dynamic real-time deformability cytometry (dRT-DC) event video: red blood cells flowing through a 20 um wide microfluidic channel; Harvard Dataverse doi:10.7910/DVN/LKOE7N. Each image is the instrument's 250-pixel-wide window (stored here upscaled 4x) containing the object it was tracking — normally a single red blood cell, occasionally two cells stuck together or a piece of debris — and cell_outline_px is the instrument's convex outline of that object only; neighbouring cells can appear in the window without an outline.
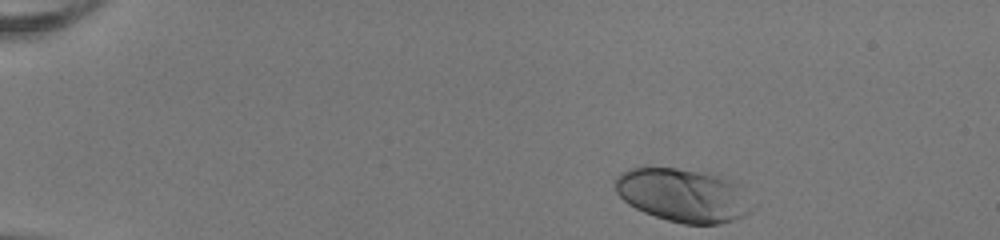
{"species": "human", "species_latin": "Homo sapiens", "temperature_condition": "room temperature", "stored_images_in_passage": 38, "camera_frame_rate_fps": 3000, "um_per_image_px": 0.085, "donor": {"sex": "female"}, "frame": {"image": 1, "passage_image": 1, "time_ms": 0.0, "image_size_px": [1000, 240], "cell_outline_px": [[756, 208], [752, 212], [744, 216], [720, 224], [684, 224], [668, 220], [644, 212], [628, 204], [616, 192], [616, 176], [620, 172], [628, 168], [676, 168], [704, 172], [720, 176], [732, 180], [740, 184], [756, 204]], "centroid_in_image_um": [58.15, 16.6], "position_along_channel_um": 26.8, "area_um2": 43.18}}
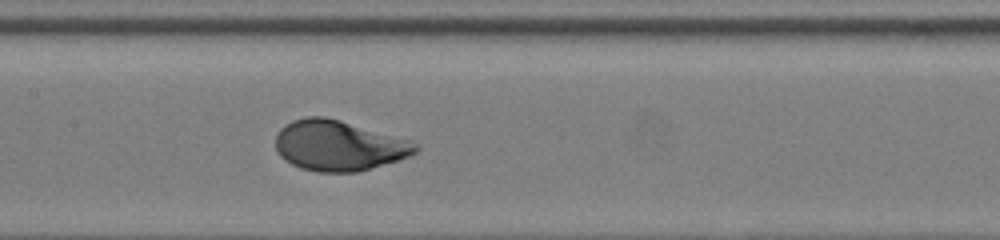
{"frame": {"image": 2, "passage_image": 20, "time_ms": 6.333, "image_size_px": [1000, 240], "cell_outline_px": [[420, 148], [416, 152], [408, 156], [396, 160], [356, 172], [316, 172], [300, 168], [284, 160], [276, 152], [276, 136], [280, 128], [284, 124], [292, 120], [308, 116], [324, 116], [340, 120], [412, 140], [420, 144]], "centroid_in_image_um": [28.77, 12.36], "position_along_channel_um": 178.6, "area_um2": 41.21}}
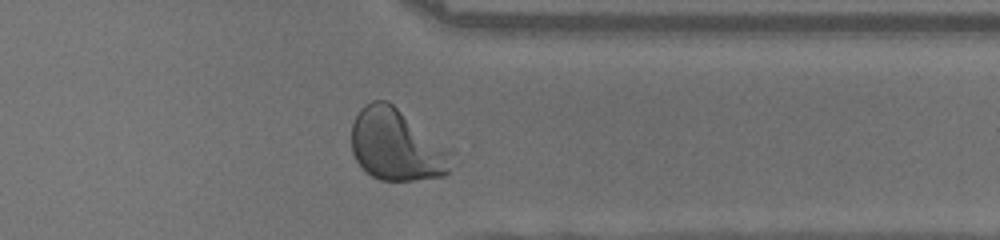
{"frame": {"image": 3, "passage_image": 35, "time_ms": 11.333, "image_size_px": [1000, 240], "cell_outline_px": [[456, 148], [448, 172], [444, 176], [412, 180], [380, 180], [372, 176], [356, 160], [352, 152], [352, 124], [360, 108], [364, 104], [372, 100], [388, 100]], "centroid_in_image_um": [33.81, 12.29], "position_along_channel_um": 377.6, "area_um2": 43.12}, "authors_computed_cell_mechanics": {"area_um2": 40.8646, "velocity_mm_per_s": 4.0011, "shape_relaxation_time_tau1_ms": 2.5842, "shape_relaxation_time_tau2_ms": null, "deformation_change_tau1": 0.1886, "deformation_change_tau2": null}}